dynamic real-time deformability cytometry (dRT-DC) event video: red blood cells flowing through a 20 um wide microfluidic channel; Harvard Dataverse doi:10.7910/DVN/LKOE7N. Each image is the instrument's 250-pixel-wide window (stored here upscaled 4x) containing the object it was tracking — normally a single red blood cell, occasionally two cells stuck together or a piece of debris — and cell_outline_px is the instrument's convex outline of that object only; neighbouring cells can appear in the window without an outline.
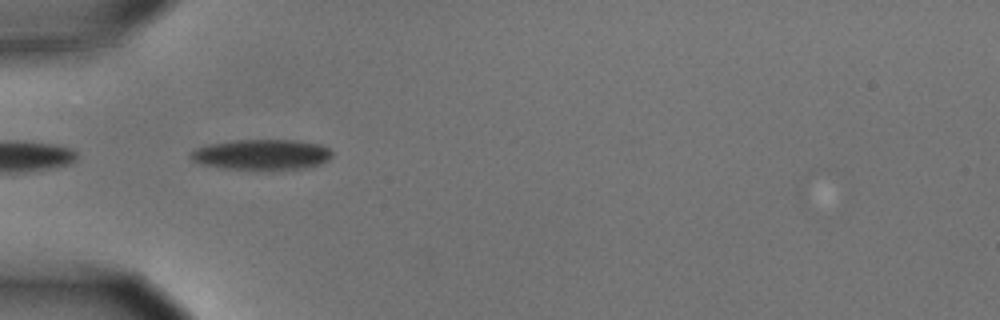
{"species": "common noctule bat (a hibernating species)", "species_latin": "Nyctalus noctula", "temperature_condition": "cold", "stored_images_in_passage": 7, "camera_frame_rate_fps": 3000, "um_per_image_px": 0.085, "animal": {"sex": "male", "body_mass_g": 15.6}, "frame": {"image": 1, "passage_image": 4, "time_ms": 1.0, "image_size_px": [1000, 320], "cell_outline_px": [[332, 156], [328, 160], [320, 164], [304, 168], [224, 168], [200, 164], [192, 160], [188, 156], [196, 148], [208, 144], [236, 140], [296, 140], [320, 144], [328, 148], [332, 152]], "centroid_in_image_um": [22.24, 13.11], "position_along_channel_um": 62.8, "area_um2": 24.68}}
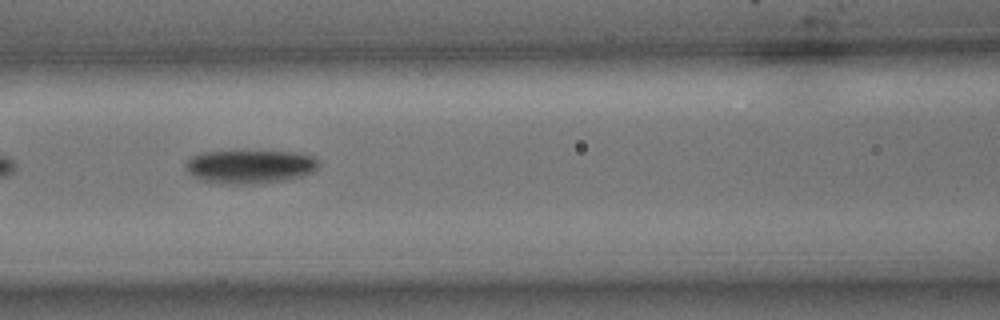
{"frame": {"image": 2, "passage_image": 6, "time_ms": 1.667, "image_size_px": [1000, 320], "cell_outline_px": [[320, 164], [312, 172], [304, 176], [284, 180], [256, 184], [220, 184], [200, 180], [192, 176], [184, 168], [184, 164], [192, 156], [204, 152], [244, 148], [292, 152], [312, 156], [320, 160]], "centroid_in_image_um": [21.21, 14.12], "position_along_channel_um": 145.4, "area_um2": 27.34}}
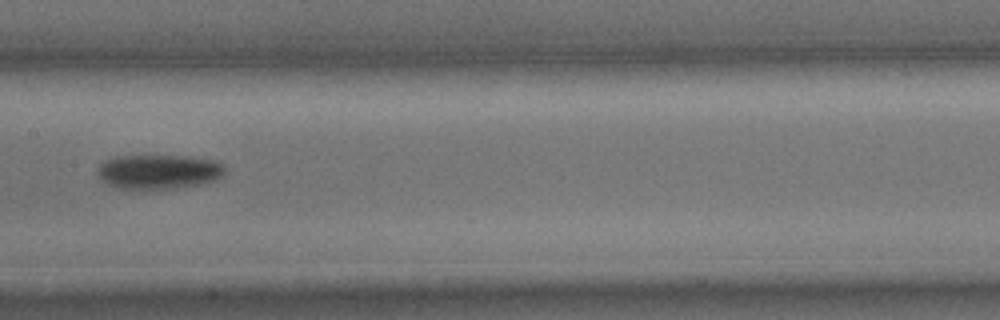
{"frame": {"image": 3, "passage_image": 7, "time_ms": 2.0, "image_size_px": [1000, 320], "cell_outline_px": [[224, 176], [212, 180], [196, 184], [172, 188], [120, 188], [108, 184], [96, 172], [96, 168], [104, 160], [116, 156], [188, 156], [212, 160], [220, 164], [224, 168]], "centroid_in_image_um": [13.44, 14.57], "position_along_channel_um": 194.0, "area_um2": 25.03}}